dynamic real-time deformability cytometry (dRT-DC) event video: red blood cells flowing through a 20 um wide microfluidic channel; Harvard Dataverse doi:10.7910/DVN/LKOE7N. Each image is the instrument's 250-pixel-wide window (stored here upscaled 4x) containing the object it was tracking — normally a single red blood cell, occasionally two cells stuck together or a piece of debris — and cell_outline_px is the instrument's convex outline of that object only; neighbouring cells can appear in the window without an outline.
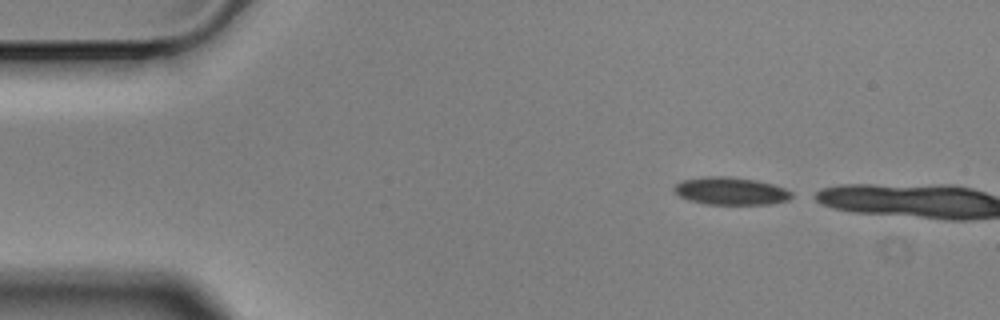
{"species": "Egyptian fruit bat (a non-hibernating species)", "species_latin": "Rousettus aegyptiacus", "temperature_condition": "cold", "stored_images_in_passage": 3, "camera_frame_rate_fps": 3000, "um_per_image_px": 0.085, "animal": {"sex": "male"}, "frame": {"image": 1, "passage_image": 1, "time_ms": 0.0, "image_size_px": [1000, 320], "cell_outline_px": [[796, 196], [788, 200], [768, 204], [704, 204], [688, 200], [680, 196], [672, 188], [676, 184], [684, 180], [704, 176], [732, 176], [756, 180], [772, 184], [784, 188], [792, 192]], "centroid_in_image_um": [62.13, 16.23], "position_along_channel_um": 22.9, "area_um2": 19.02}}